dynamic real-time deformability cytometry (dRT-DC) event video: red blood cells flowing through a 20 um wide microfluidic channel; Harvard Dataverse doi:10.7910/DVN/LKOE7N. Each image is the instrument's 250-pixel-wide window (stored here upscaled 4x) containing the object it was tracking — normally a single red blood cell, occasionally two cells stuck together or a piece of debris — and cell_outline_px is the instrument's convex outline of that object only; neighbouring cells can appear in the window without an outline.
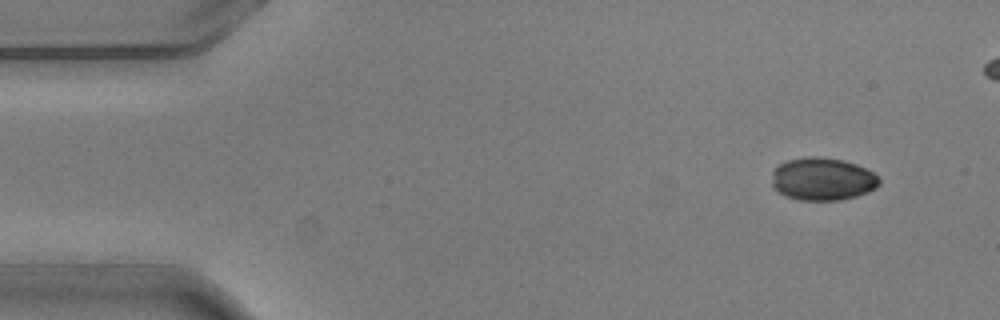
{"species": "common noctule bat (a hibernating species)", "species_latin": "Nyctalus noctula", "temperature_condition": "warm", "stored_images_in_passage": 5, "camera_frame_rate_fps": 3000, "um_per_image_px": 0.085, "animal": {"sex": "male", "body_mass_g": 20.5, "forearm_length_mm": 52.5}, "frame": {"image": 1, "passage_image": 1, "time_ms": 0.0, "image_size_px": [1000, 320], "cell_outline_px": [[880, 184], [876, 188], [868, 192], [856, 196], [840, 200], [796, 200], [784, 196], [772, 184], [772, 172], [780, 164], [788, 160], [804, 156], [816, 156], [844, 160], [856, 164], [872, 172], [880, 180]], "centroid_in_image_um": [69.91, 15.22], "position_along_channel_um": 15.1, "area_um2": 26.82}}